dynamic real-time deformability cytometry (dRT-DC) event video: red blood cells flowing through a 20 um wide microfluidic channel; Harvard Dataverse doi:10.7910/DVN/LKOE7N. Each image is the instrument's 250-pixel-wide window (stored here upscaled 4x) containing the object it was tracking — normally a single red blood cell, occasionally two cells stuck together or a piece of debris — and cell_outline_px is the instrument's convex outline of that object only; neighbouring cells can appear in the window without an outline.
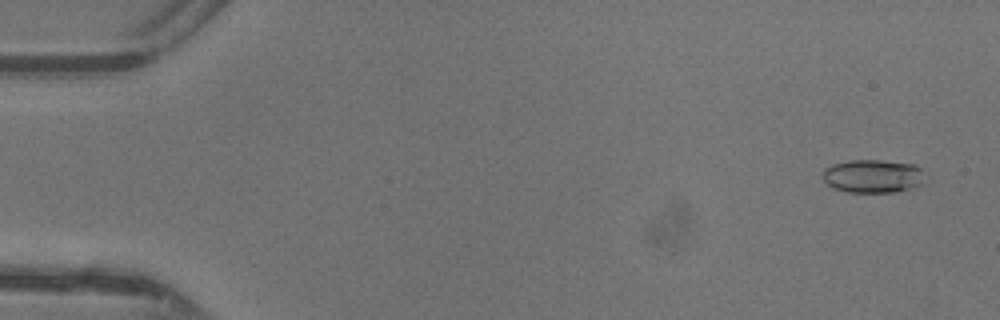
{"species": "common noctule bat (a hibernating species)", "species_latin": "Nyctalus noctula", "temperature_condition": "warm", "stored_images_in_passage": 48, "camera_frame_rate_fps": 3000, "um_per_image_px": 0.085, "animal": {"sex": "female"}, "frame": {"image": 1, "passage_image": 3, "time_ms": 0.667, "image_size_px": [1000, 320], "cell_outline_px": [[924, 184], [916, 188], [896, 192], [848, 192], [832, 188], [824, 180], [824, 168], [832, 164], [848, 160], [880, 160], [916, 164], [920, 168]], "centroid_in_image_um": [74.22, 14.98], "position_along_channel_um": 10.8, "area_um2": 20.06}}
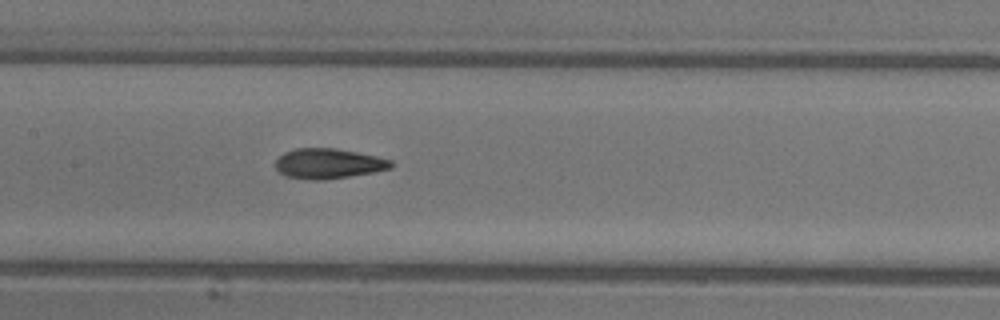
{"frame": {"image": 2, "passage_image": 24, "time_ms": 7.667, "image_size_px": [1000, 320], "cell_outline_px": [[392, 168], [372, 172], [324, 180], [312, 180], [284, 176], [276, 168], [276, 160], [284, 152], [296, 148], [336, 148], [376, 156], [392, 160]], "centroid_in_image_um": [27.9, 13.9], "position_along_channel_um": 179.5, "area_um2": 20.17}}
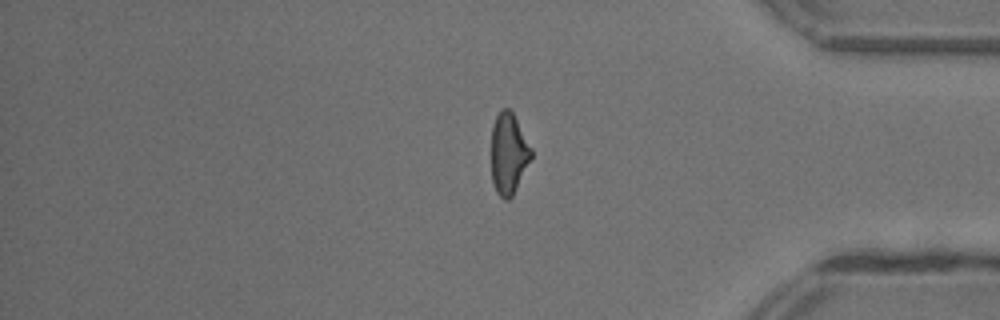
{"frame": {"image": 3, "passage_image": 40, "time_ms": 13.0, "image_size_px": [1000, 320], "cell_outline_px": [[532, 156], [512, 196], [508, 200], [504, 200], [496, 192], [492, 180], [492, 124], [500, 108], [508, 108], [512, 112], [532, 148]], "centroid_in_image_um": [43.22, 13.04], "position_along_channel_um": 392.0, "area_um2": 18.73}, "authors_computed_cell_mechanics": {"area_um2": 19.7098, "velocity_mm_per_s": 4.4244, "shape_relaxation_time_tau1_ms": 4.9589, "shape_relaxation_time_tau2_ms": 1.4648, "deformation_change_tau1": 0.2029, "deformation_change_tau2": 0.0949}}